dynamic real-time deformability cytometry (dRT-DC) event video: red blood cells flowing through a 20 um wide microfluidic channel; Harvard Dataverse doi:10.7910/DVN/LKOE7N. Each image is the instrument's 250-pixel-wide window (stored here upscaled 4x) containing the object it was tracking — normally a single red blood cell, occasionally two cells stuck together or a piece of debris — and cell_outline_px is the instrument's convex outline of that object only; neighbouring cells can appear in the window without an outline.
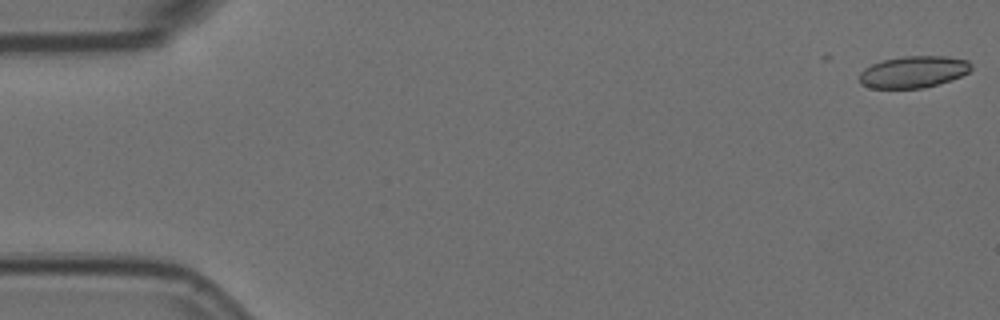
{"species": "Egyptian fruit bat (a non-hibernating species)", "species_latin": "Rousettus aegyptiacus", "temperature_condition": "room temperature", "stored_images_in_passage": 4, "camera_frame_rate_fps": 3000, "um_per_image_px": 0.085, "animal": {"sex": "female"}, "frame": {"image": 1, "passage_image": 1, "time_ms": 0.0, "image_size_px": [1000, 320], "cell_outline_px": [[972, 68], [968, 72], [952, 80], [924, 88], [872, 88], [860, 84], [860, 72], [864, 68], [872, 64], [884, 60], [904, 56], [948, 56], [968, 60], [972, 64]], "centroid_in_image_um": [77.66, 6.11], "position_along_channel_um": 7.3, "area_um2": 20.75}}
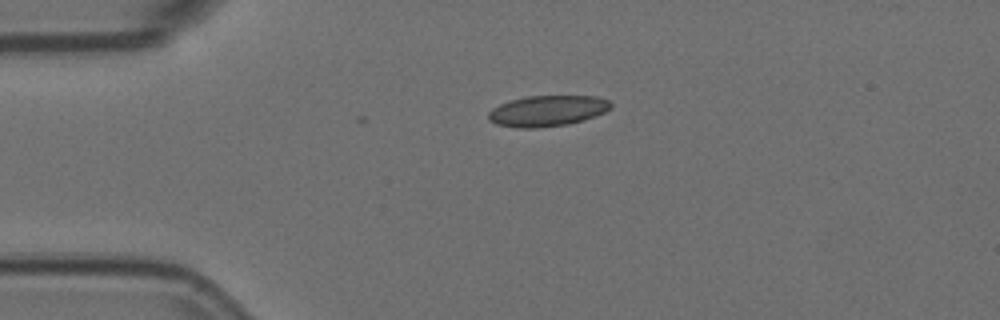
{"frame": {"image": 2, "passage_image": 4, "time_ms": 1.0, "image_size_px": [1000, 320], "cell_outline_px": [[612, 108], [596, 116], [584, 120], [568, 124], [536, 128], [520, 128], [496, 124], [488, 120], [488, 112], [492, 108], [500, 104], [512, 100], [528, 96], [596, 96], [608, 100], [612, 104]], "centroid_in_image_um": [46.54, 9.43], "position_along_channel_um": 38.5, "area_um2": 22.02}}